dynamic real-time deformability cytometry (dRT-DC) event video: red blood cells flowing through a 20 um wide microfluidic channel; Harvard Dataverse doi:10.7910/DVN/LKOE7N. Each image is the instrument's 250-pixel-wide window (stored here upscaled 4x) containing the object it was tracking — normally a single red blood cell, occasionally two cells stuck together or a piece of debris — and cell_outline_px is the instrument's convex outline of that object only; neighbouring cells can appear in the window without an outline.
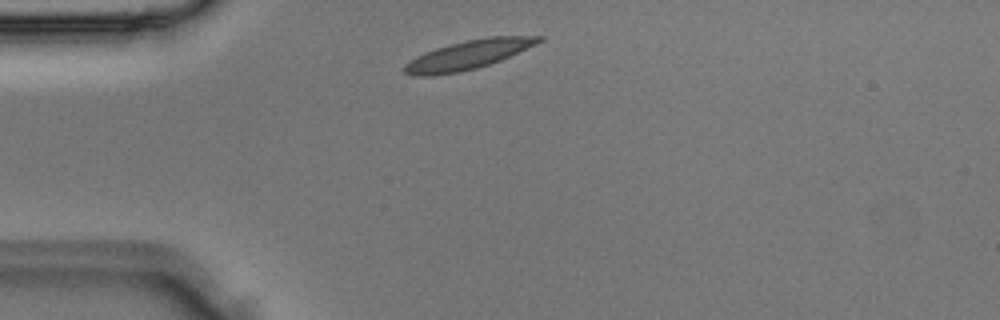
{"species": "Egyptian fruit bat (a non-hibernating species)", "species_latin": "Rousettus aegyptiacus", "temperature_condition": "room temperature", "stored_images_in_passage": 1, "camera_frame_rate_fps": 3000, "um_per_image_px": 0.085, "animal": {"sex": "male"}, "frame": {"image": 1, "passage_image": 1, "time_ms": 0.0, "image_size_px": [1000, 320], "cell_outline_px": [[544, 40], [536, 44], [500, 60], [476, 68], [460, 72], [432, 76], [420, 76], [404, 72], [404, 64], [416, 56], [436, 48], [468, 40], [492, 36], [544, 36]], "centroid_in_image_um": [39.8, 4.66], "position_along_channel_um": 45.2, "area_um2": 22.25}}